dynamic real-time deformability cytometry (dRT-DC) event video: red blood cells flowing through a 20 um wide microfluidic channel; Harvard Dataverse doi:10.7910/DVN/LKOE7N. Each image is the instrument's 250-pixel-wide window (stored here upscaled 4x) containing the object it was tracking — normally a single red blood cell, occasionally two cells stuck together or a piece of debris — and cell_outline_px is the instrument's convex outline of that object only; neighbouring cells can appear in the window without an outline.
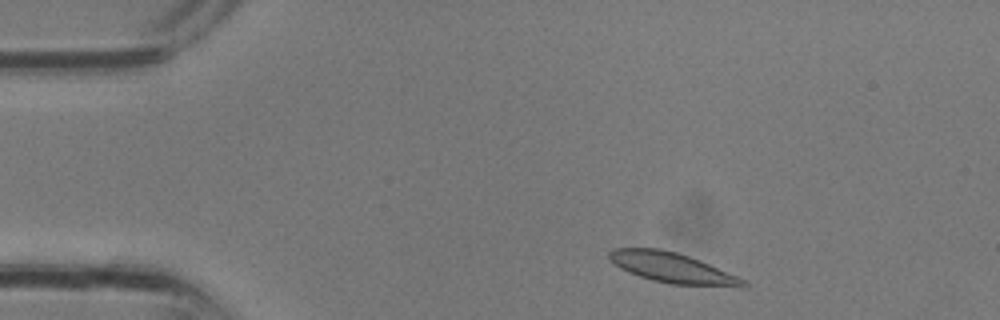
{"species": "common noctule bat (a hibernating species)", "species_latin": "Nyctalus noctula", "temperature_condition": "room temperature", "stored_images_in_passage": 29, "camera_frame_rate_fps": 3000, "um_per_image_px": 0.085, "animal": {"sex": "male", "body_mass_g": 13.3}, "frame": {"image": 1, "passage_image": 2, "time_ms": 0.333, "image_size_px": [1000, 320], "cell_outline_px": [[748, 284], [744, 288], [740, 288], [668, 284], [652, 280], [628, 272], [620, 268], [608, 256], [608, 252], [612, 248], [660, 248], [676, 252], [700, 260], [736, 276], [744, 280]], "centroid_in_image_um": [57.17, 22.78], "position_along_channel_um": 27.8, "area_um2": 23.7}}
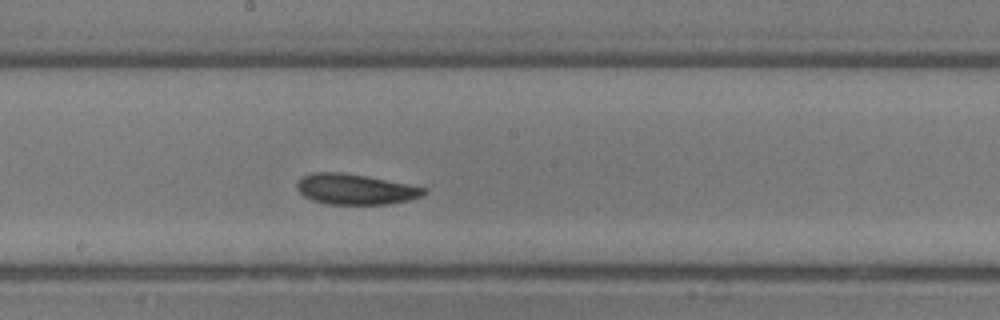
{"frame": {"image": 2, "passage_image": 14, "time_ms": 4.333, "image_size_px": [1000, 320], "cell_outline_px": [[428, 192], [420, 196], [408, 200], [388, 204], [328, 204], [312, 200], [304, 196], [296, 188], [296, 184], [304, 176], [312, 172], [340, 172], [364, 176], [408, 184], [428, 188]], "centroid_in_image_um": [30.2, 16.09], "position_along_channel_um": 218.0, "area_um2": 22.37}}
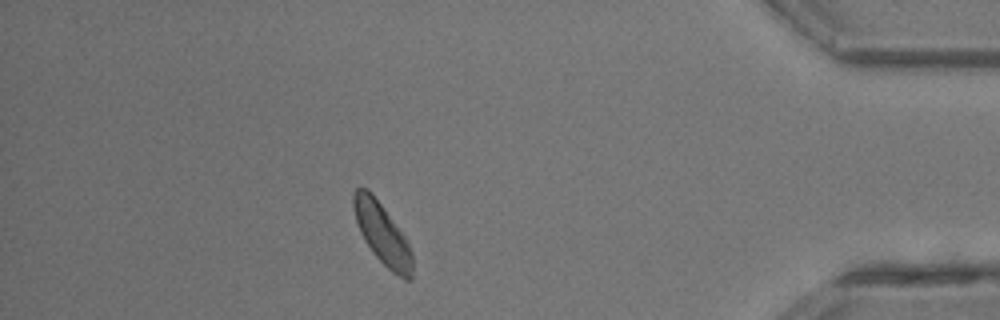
{"frame": {"image": 3, "passage_image": 25, "time_ms": 8.0, "image_size_px": [1000, 320], "cell_outline_px": [[412, 280], [404, 280], [392, 272], [372, 252], [364, 240], [360, 232], [356, 220], [352, 204], [352, 192], [356, 188], [368, 188], [372, 192], [408, 240], [412, 252]], "centroid_in_image_um": [32.49, 19.86], "position_along_channel_um": 402.7, "area_um2": 21.1}}